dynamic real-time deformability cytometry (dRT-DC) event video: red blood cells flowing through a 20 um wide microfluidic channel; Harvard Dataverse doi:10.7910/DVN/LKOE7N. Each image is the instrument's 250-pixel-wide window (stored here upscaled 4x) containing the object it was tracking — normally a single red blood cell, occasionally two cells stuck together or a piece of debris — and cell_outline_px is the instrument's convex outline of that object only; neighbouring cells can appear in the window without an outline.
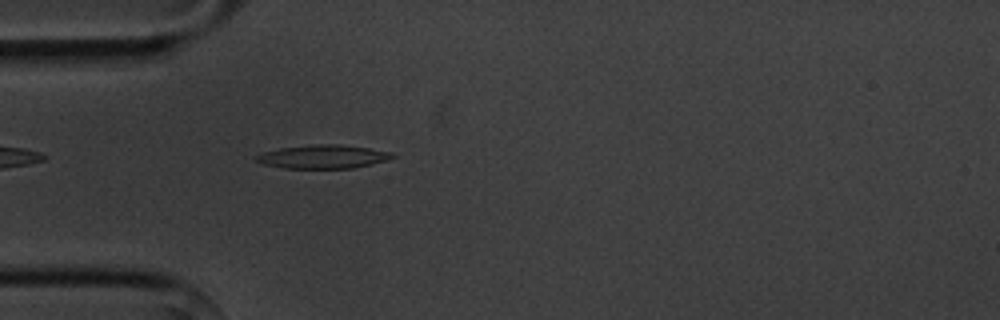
{"species": "common noctule bat (a hibernating species)", "species_latin": "Nyctalus noctula", "temperature_condition": "cold", "stored_images_in_passage": 4, "camera_frame_rate_fps": 3000, "um_per_image_px": 0.085, "animal": {"sex": "male", "body_mass_g": 20.1, "forearm_length_mm": 53.5}, "frame": {"image": 1, "passage_image": 4, "time_ms": 4.667, "image_size_px": [1000, 320], "cell_outline_px": [[396, 156], [372, 164], [352, 168], [284, 168], [264, 164], [256, 160], [252, 156], [264, 152], [280, 148], [312, 144], [336, 144], [368, 148], [392, 152]], "centroid_in_image_um": [27.42, 13.31], "position_along_channel_um": 57.6, "area_um2": 18.55}}